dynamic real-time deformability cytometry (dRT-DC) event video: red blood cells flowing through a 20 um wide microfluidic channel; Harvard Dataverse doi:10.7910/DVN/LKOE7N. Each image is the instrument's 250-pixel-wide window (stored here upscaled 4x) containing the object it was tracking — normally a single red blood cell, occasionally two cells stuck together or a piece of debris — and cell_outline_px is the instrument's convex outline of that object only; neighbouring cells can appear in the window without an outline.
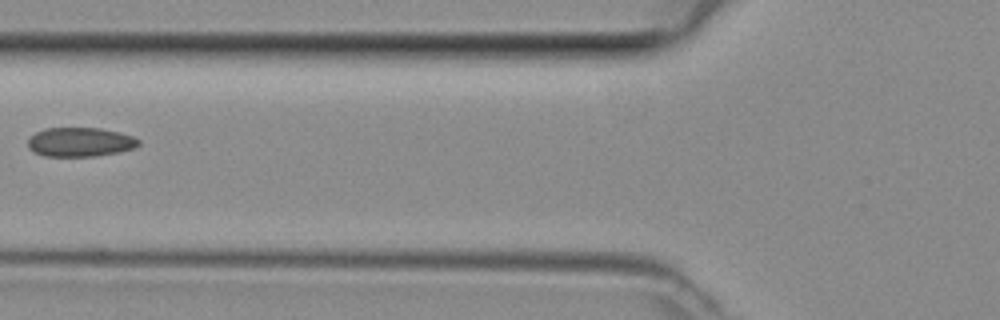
{"species": "common noctule bat (a hibernating species)", "species_latin": "Nyctalus noctula", "temperature_condition": "room temperature", "stored_images_in_passage": 5, "camera_frame_rate_fps": 3000, "um_per_image_px": 0.085, "animal": {"sex": "female", "body_mass_g": 29.2, "forearm_length_mm": 56.3}, "frame": {"image": 1, "passage_image": 5, "time_ms": 1.333, "image_size_px": [1000, 320], "cell_outline_px": [[140, 144], [132, 148], [116, 152], [92, 156], [44, 156], [32, 152], [28, 148], [28, 140], [36, 132], [44, 128], [100, 128], [132, 136], [140, 140]], "centroid_in_image_um": [6.75, 12.07], "position_along_channel_um": 119.0, "area_um2": 18.61}}